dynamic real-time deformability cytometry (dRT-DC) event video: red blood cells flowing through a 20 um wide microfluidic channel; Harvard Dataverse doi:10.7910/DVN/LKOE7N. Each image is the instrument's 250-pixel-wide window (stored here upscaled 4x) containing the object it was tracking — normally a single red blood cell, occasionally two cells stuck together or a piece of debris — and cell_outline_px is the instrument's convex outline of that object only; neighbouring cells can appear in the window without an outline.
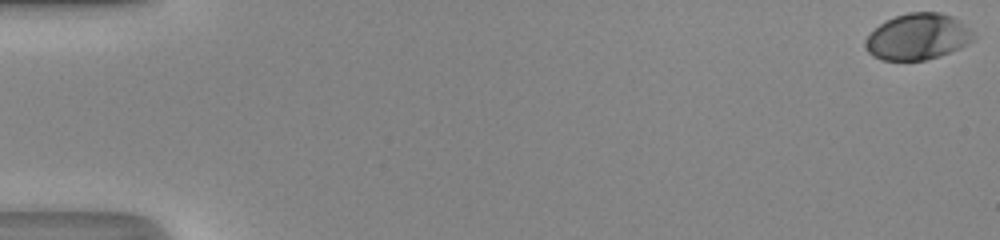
{"species": "human", "species_latin": "Homo sapiens", "temperature_condition": "room temperature", "stored_images_in_passage": 50, "camera_frame_rate_fps": 3000, "um_per_image_px": 0.085, "donor": {"sex": "male"}, "frame": {"image": 1, "passage_image": 1, "time_ms": 0.0, "image_size_px": [1000, 240], "cell_outline_px": [[976, 36], [968, 44], [960, 48], [940, 56], [924, 60], [880, 60], [872, 56], [864, 48], [864, 40], [880, 24], [896, 16], [908, 12], [940, 12], [952, 16], [960, 20]], "centroid_in_image_um": [78.0, 3.13], "position_along_channel_um": 7.0, "area_um2": 29.13}}
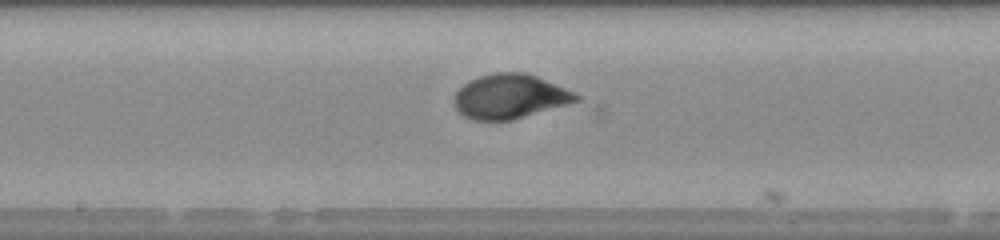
{"frame": {"image": 2, "passage_image": 28, "time_ms": 9.0, "image_size_px": [1000, 240], "cell_outline_px": [[580, 100], [512, 120], [472, 120], [464, 116], [452, 104], [452, 100], [456, 92], [468, 80], [480, 76], [496, 72], [524, 72], [536, 76], [564, 88], [580, 96]], "centroid_in_image_um": [43.28, 8.2], "position_along_channel_um": 204.9, "area_um2": 31.33}}
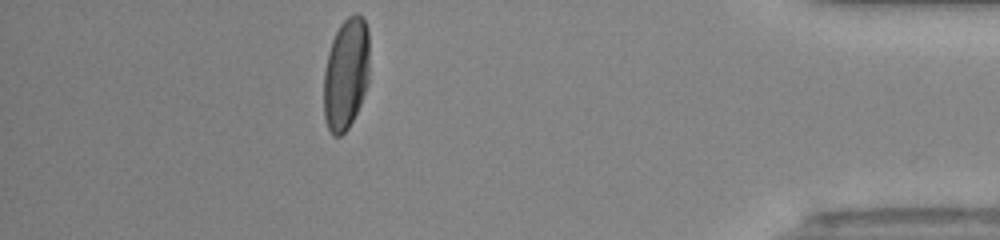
{"frame": {"image": 3, "passage_image": 45, "time_ms": 14.667, "image_size_px": [1000, 240], "cell_outline_px": [[368, 84], [360, 104], [348, 128], [340, 136], [332, 136], [324, 120], [324, 72], [328, 52], [332, 40], [340, 24], [348, 16], [356, 12], [364, 16], [368, 28]], "centroid_in_image_um": [29.41, 6.25], "position_along_channel_um": 405.8, "area_um2": 30.0}, "authors_computed_cell_mechanics": {"area_um2": 29.9404, "velocity_mm_per_s": 4.3263, "shape_relaxation_time_tau1_ms": 3.4343, "shape_relaxation_time_tau2_ms": null, "deformation_change_tau1": 0.1784, "deformation_change_tau2": null}}